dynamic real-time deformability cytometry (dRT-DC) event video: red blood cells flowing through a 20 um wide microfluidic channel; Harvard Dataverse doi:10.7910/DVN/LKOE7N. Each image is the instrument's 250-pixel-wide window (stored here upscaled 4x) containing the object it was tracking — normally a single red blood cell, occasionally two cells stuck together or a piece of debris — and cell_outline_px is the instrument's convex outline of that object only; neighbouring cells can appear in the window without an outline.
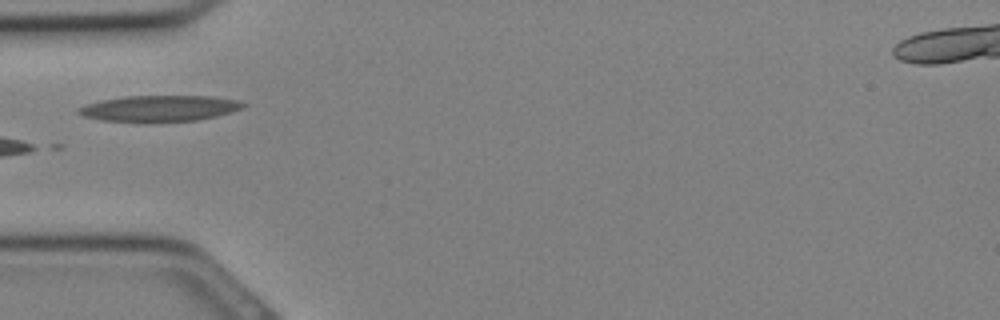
{"species": "Egyptian fruit bat (a non-hibernating species)", "species_latin": "Rousettus aegyptiacus", "temperature_condition": "cold", "stored_images_in_passage": 22, "camera_frame_rate_fps": 3000, "um_per_image_px": 0.085, "animal": {"sex": "female"}, "frame": {"image": 1, "passage_image": 1, "time_ms": 0.0, "image_size_px": [1000, 320], "cell_outline_px": [[248, 104], [232, 112], [216, 116], [196, 120], [152, 124], [100, 120], [84, 116], [76, 112], [76, 108], [100, 100], [124, 96], [208, 96], [240, 100]], "centroid_in_image_um": [13.52, 9.24], "position_along_channel_um": 71.5, "area_um2": 25.72}}